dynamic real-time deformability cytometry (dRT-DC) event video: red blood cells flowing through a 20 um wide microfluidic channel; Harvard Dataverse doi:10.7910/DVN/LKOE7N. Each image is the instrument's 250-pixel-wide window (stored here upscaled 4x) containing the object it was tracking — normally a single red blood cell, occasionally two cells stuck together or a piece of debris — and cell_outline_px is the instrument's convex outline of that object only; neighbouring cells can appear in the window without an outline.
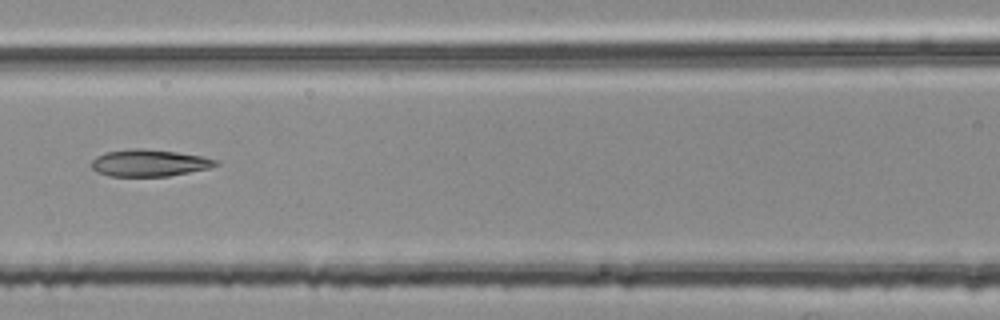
{"species": "common noctule bat (a hibernating species)", "species_latin": "Nyctalus noctula", "temperature_condition": "room temperature", "stored_images_in_passage": 5, "camera_frame_rate_fps": 3000, "um_per_image_px": 0.085, "animal": {"sex": "female", "body_mass_g": 25.1}, "frame": {"image": 1, "passage_image": 5, "time_ms": 1.333, "image_size_px": [1000, 320], "cell_outline_px": [[220, 164], [208, 168], [168, 176], [108, 176], [96, 172], [92, 168], [92, 160], [96, 156], [104, 152], [128, 148], [144, 148], [176, 152], [200, 156], [220, 160]], "centroid_in_image_um": [12.65, 13.84], "position_along_channel_um": 153.9, "area_um2": 19.59}}